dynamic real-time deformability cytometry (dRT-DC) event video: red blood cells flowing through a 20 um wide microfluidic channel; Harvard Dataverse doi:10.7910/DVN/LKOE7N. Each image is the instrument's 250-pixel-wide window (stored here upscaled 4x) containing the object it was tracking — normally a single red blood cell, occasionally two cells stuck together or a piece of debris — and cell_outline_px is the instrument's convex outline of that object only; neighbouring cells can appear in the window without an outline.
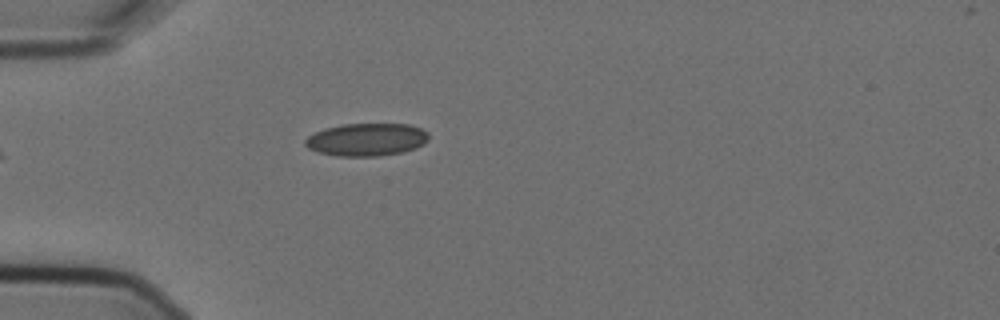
{"species": "Egyptian fruit bat (a non-hibernating species)", "species_latin": "Rousettus aegyptiacus", "temperature_condition": "cold", "stored_images_in_passage": 2, "camera_frame_rate_fps": 3000, "um_per_image_px": 0.085, "animal": {"sex": "female"}, "frame": {"image": 1, "passage_image": 1, "time_ms": 0.0, "image_size_px": [1000, 320], "cell_outline_px": [[428, 140], [424, 144], [416, 148], [404, 152], [380, 156], [336, 156], [320, 152], [308, 148], [304, 144], [304, 140], [308, 136], [324, 128], [344, 124], [408, 124], [420, 128], [428, 132]], "centroid_in_image_um": [31.17, 11.87], "position_along_channel_um": 53.8, "area_um2": 23.64}}